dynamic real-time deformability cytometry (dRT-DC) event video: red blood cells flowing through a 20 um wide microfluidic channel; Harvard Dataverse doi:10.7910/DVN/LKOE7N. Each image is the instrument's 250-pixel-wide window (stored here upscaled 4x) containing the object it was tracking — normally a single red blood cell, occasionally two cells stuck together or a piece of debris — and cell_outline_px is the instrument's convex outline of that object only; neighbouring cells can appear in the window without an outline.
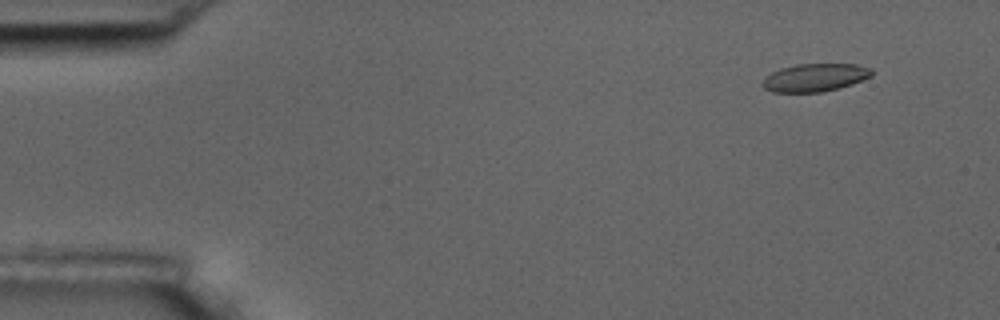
{"species": "common noctule bat (a hibernating species)", "species_latin": "Nyctalus noctula", "temperature_condition": "room temperature", "stored_images_in_passage": 5, "camera_frame_rate_fps": 3000, "um_per_image_px": 0.085, "animal": {"sex": "male", "body_mass_g": 17.5, "forearm_length_mm": 52.3}, "frame": {"image": 1, "passage_image": 1, "time_ms": 0.0, "image_size_px": [1000, 320], "cell_outline_px": [[872, 76], [852, 84], [820, 92], [772, 92], [764, 88], [760, 84], [772, 72], [780, 68], [796, 64], [856, 64], [872, 68]], "centroid_in_image_um": [69.27, 6.58], "position_along_channel_um": 15.7, "area_um2": 17.69}}
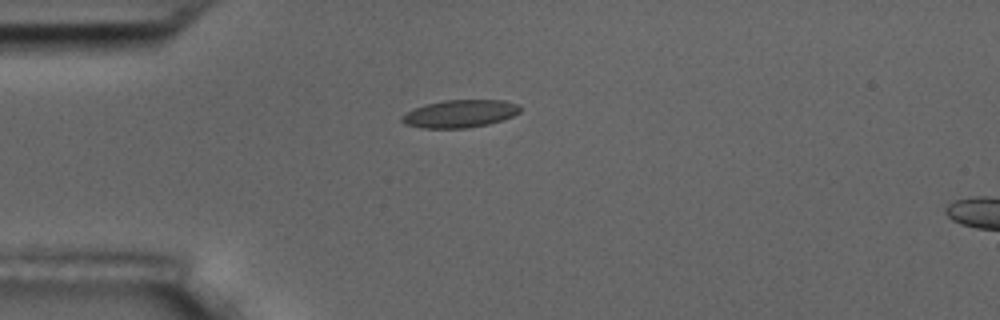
{"frame": {"image": 2, "passage_image": 4, "time_ms": 3.333, "image_size_px": [1000, 320], "cell_outline_px": [[520, 112], [512, 116], [488, 124], [468, 128], [420, 128], [404, 124], [400, 120], [400, 116], [412, 108], [424, 104], [444, 100], [504, 100], [520, 104]], "centroid_in_image_um": [39.04, 9.66], "position_along_channel_um": 46.0, "area_um2": 19.31}}